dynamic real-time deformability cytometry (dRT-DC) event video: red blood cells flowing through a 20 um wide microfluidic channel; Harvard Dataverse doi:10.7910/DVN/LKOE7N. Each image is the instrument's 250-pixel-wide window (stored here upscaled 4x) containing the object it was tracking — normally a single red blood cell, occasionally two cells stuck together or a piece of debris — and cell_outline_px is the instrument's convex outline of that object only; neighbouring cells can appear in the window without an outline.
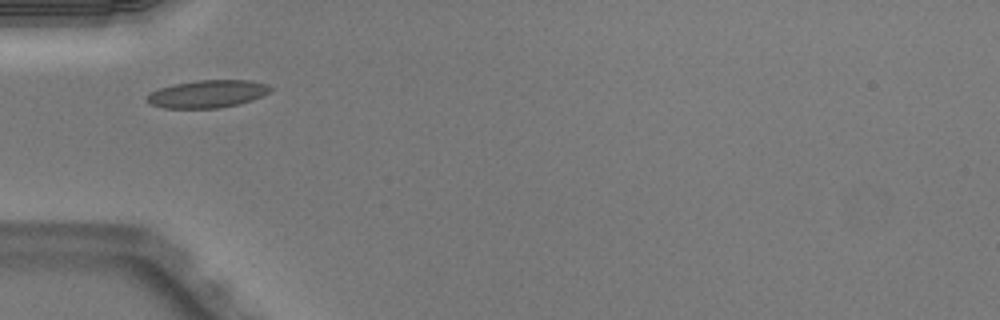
{"species": "Egyptian fruit bat (a non-hibernating species)", "species_latin": "Rousettus aegyptiacus", "temperature_condition": "warm", "stored_images_in_passage": 15, "camera_frame_rate_fps": 3000, "um_per_image_px": 0.085, "animal": {"sex": "male"}, "frame": {"image": 1, "passage_image": 1, "time_ms": 0.0, "image_size_px": [1000, 320], "cell_outline_px": [[272, 88], [268, 92], [252, 100], [220, 108], [164, 108], [148, 104], [148, 96], [152, 92], [160, 88], [172, 84], [200, 80], [248, 80], [268, 84]], "centroid_in_image_um": [17.62, 7.98], "position_along_channel_um": 67.4, "area_um2": 19.65}}
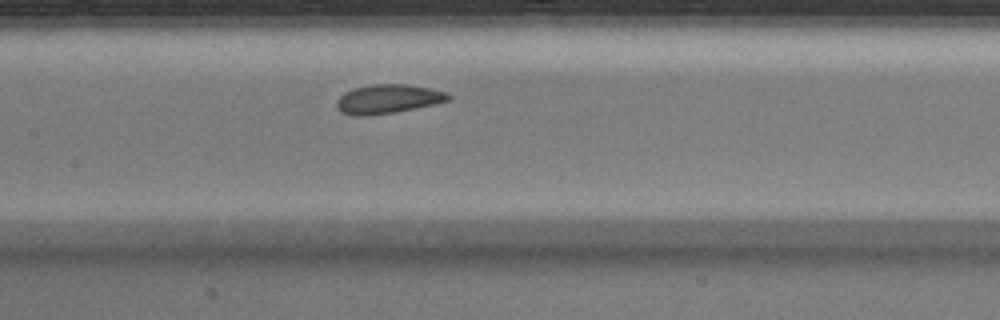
{"frame": {"image": 2, "passage_image": 9, "time_ms": 2.667, "image_size_px": [1000, 320], "cell_outline_px": [[452, 100], [396, 112], [368, 116], [352, 116], [340, 112], [336, 108], [336, 100], [344, 92], [352, 88], [372, 84], [404, 84], [432, 88], [444, 92], [452, 96]], "centroid_in_image_um": [32.94, 8.42], "position_along_channel_um": 174.5, "area_um2": 19.19}}
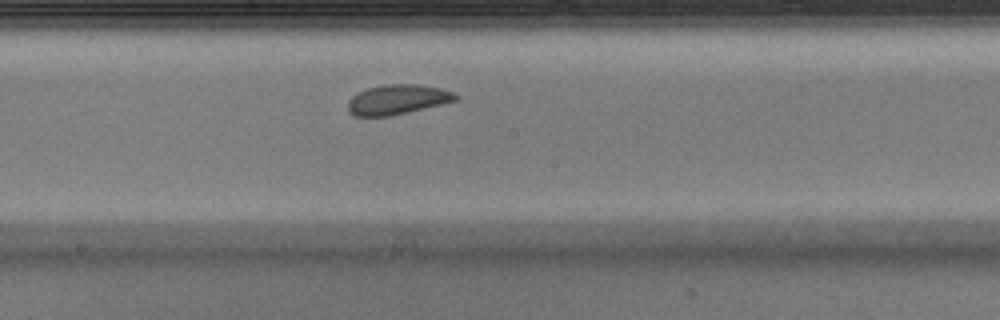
{"frame": {"image": 3, "passage_image": 12, "time_ms": 3.667, "image_size_px": [1000, 320], "cell_outline_px": [[460, 96], [456, 100], [408, 112], [388, 116], [356, 116], [348, 112], [348, 100], [356, 92], [368, 88], [384, 84], [416, 84], [440, 88], [452, 92]], "centroid_in_image_um": [33.74, 8.45], "position_along_channel_um": 214.5, "area_um2": 18.61}}